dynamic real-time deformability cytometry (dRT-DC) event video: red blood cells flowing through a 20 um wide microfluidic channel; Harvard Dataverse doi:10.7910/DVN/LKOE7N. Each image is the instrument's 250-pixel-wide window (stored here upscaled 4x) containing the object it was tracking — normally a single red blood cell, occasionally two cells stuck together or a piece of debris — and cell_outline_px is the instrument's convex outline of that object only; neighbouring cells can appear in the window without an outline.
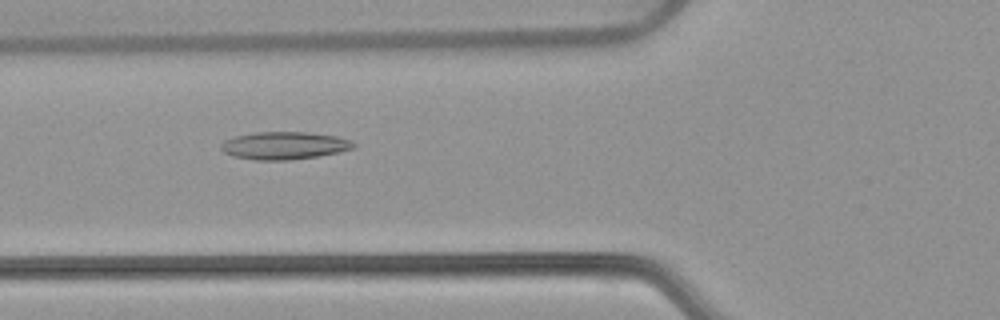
{"species": "common noctule bat (a hibernating species)", "species_latin": "Nyctalus noctula", "temperature_condition": "warm", "stored_images_in_passage": 53, "camera_frame_rate_fps": 3000, "um_per_image_px": 0.085, "animal": {"sex": "female", "body_mass_g": 22.7, "forearm_length_mm": 54.2}, "frame": {"image": 1, "passage_image": 20, "time_ms": 6.333, "image_size_px": [1000, 320], "cell_outline_px": [[356, 148], [340, 152], [316, 156], [288, 160], [252, 160], [232, 156], [224, 152], [220, 148], [220, 144], [224, 140], [236, 136], [256, 132], [308, 132], [336, 136], [352, 140], [356, 144]], "centroid_in_image_um": [24.17, 12.37], "position_along_channel_um": 101.6, "area_um2": 21.5}}
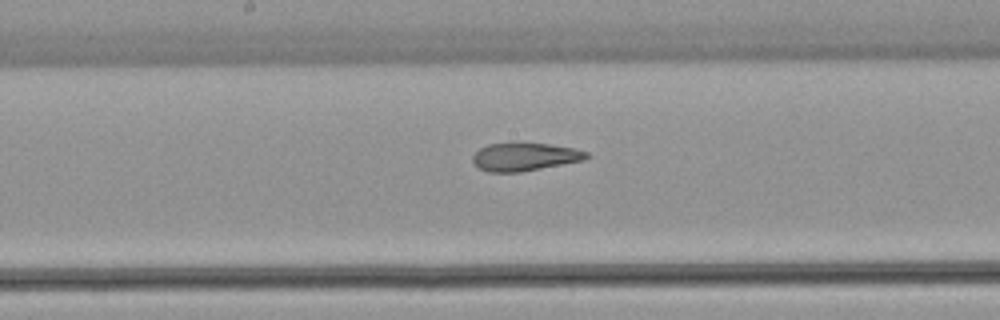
{"frame": {"image": 2, "passage_image": 28, "time_ms": 9.0, "image_size_px": [1000, 320], "cell_outline_px": [[592, 156], [584, 160], [520, 172], [488, 172], [480, 168], [472, 160], [472, 156], [480, 148], [488, 144], [548, 144], [576, 148], [588, 152]], "centroid_in_image_um": [44.65, 13.34], "position_along_channel_um": 203.6, "area_um2": 18.32}}
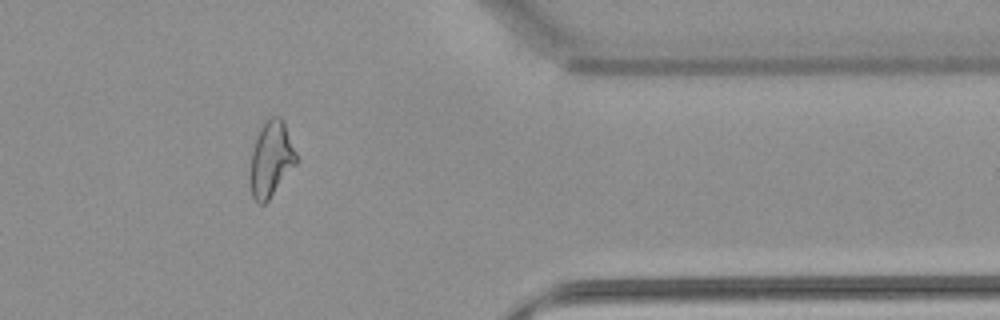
{"frame": {"image": 3, "passage_image": 44, "time_ms": 14.333, "image_size_px": [1000, 320], "cell_outline_px": [[300, 160], [268, 200], [264, 204], [260, 204], [252, 196], [248, 176], [252, 152], [260, 128], [264, 120], [268, 116], [280, 116], [284, 120]], "centroid_in_image_um": [23.06, 13.49], "position_along_channel_um": 388.3, "area_um2": 20.81}, "authors_computed_cell_mechanics": {"area_um2": 21.5016, "velocity_mm_per_s": 3.8165, "shape_relaxation_time_tau1_ms": null, "shape_relaxation_time_tau2_ms": 2.3206, "deformation_change_tau1": null, "deformation_change_tau2": 0.1011}}